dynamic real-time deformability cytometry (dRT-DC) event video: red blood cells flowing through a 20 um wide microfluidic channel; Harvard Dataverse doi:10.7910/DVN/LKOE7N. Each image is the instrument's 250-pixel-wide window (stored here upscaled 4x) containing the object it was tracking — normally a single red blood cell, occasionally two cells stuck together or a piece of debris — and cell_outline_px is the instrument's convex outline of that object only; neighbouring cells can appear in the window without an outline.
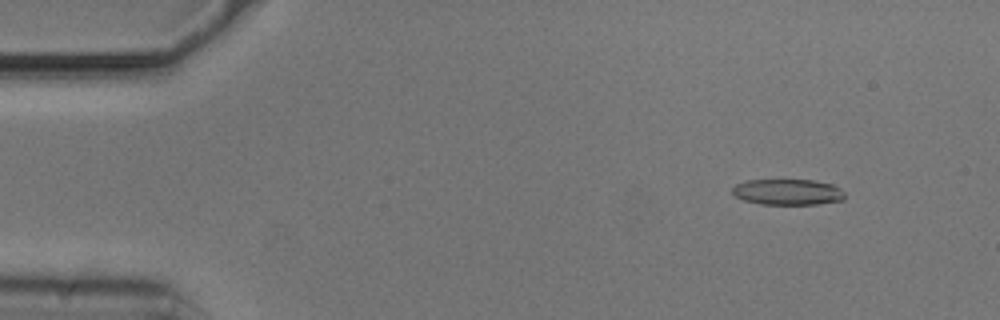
{"species": "common noctule bat (a hibernating species)", "species_latin": "Nyctalus noctula", "temperature_condition": "cold", "stored_images_in_passage": 19, "camera_frame_rate_fps": 3000, "um_per_image_px": 0.085, "animal": {"sex": "male", "body_mass_g": 20.5, "forearm_length_mm": 52.5}, "frame": {"image": 1, "passage_image": 6, "time_ms": 1.667, "image_size_px": [1000, 320], "cell_outline_px": [[844, 200], [816, 204], [760, 204], [744, 200], [736, 196], [732, 192], [732, 188], [736, 184], [748, 180], [812, 180], [832, 184], [840, 188], [844, 192]], "centroid_in_image_um": [66.96, 16.32], "position_along_channel_um": 18.0, "area_um2": 16.88}}
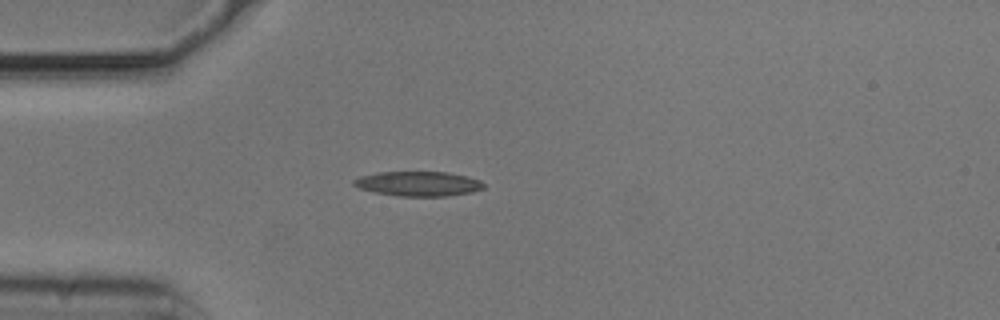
{"frame": {"image": 2, "passage_image": 15, "time_ms": 4.667, "image_size_px": [1000, 320], "cell_outline_px": [[484, 188], [472, 192], [444, 196], [400, 196], [376, 192], [360, 188], [352, 184], [352, 180], [360, 176], [380, 172], [448, 172], [480, 180], [484, 184]], "centroid_in_image_um": [35.55, 15.61], "position_along_channel_um": 49.5, "area_um2": 18.5}}